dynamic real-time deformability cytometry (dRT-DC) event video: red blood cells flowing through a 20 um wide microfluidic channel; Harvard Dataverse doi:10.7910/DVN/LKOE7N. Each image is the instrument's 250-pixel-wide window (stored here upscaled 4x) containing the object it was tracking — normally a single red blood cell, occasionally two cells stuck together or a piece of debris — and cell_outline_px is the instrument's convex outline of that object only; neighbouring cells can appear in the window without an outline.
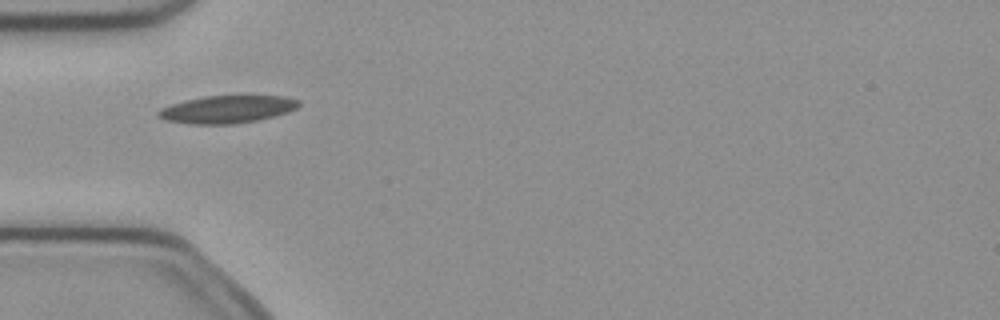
{"species": "common noctule bat (a hibernating species)", "species_latin": "Nyctalus noctula", "temperature_condition": "cold", "stored_images_in_passage": 2, "camera_frame_rate_fps": 3000, "um_per_image_px": 0.085, "animal": {"sex": "female", "body_mass_g": 21.9}, "frame": {"image": 1, "passage_image": 2, "time_ms": 0.333, "image_size_px": [1000, 320], "cell_outline_px": [[300, 104], [296, 108], [288, 112], [276, 116], [256, 120], [232, 124], [188, 124], [164, 120], [156, 116], [156, 112], [160, 108], [184, 100], [204, 96], [252, 92], [284, 96], [300, 100]], "centroid_in_image_um": [19.35, 9.23], "position_along_channel_um": 65.6, "area_um2": 23.87}}